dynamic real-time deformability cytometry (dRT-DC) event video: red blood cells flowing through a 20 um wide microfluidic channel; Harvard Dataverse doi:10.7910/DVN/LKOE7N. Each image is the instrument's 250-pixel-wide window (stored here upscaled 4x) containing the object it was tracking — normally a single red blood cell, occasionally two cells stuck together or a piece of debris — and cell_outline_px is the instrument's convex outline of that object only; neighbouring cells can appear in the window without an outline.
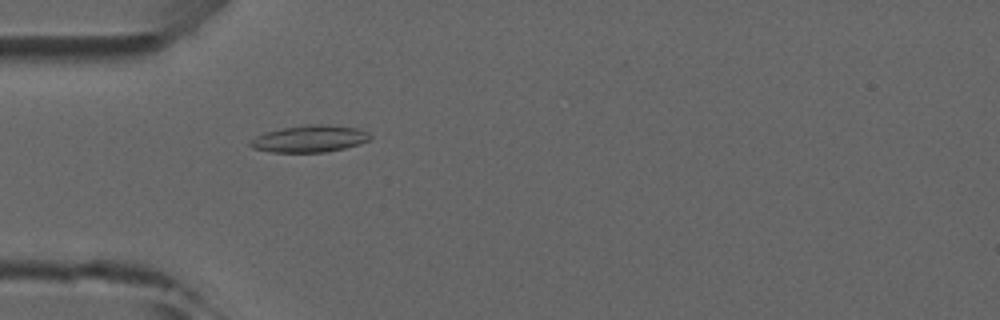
{"species": "common noctule bat (a hibernating species)", "species_latin": "Nyctalus noctula", "temperature_condition": "room temperature", "stored_images_in_passage": 5, "camera_frame_rate_fps": 3000, "um_per_image_px": 0.085, "animal": {"sex": "male", "forearm_length_mm": 52.5}, "frame": {"image": 1, "passage_image": 5, "time_ms": 4.667, "image_size_px": [1000, 320], "cell_outline_px": [[372, 136], [368, 140], [360, 144], [344, 148], [324, 152], [272, 152], [252, 148], [248, 144], [248, 140], [264, 132], [304, 124], [328, 124], [356, 128], [368, 132]], "centroid_in_image_um": [26.29, 11.79], "position_along_channel_um": 58.7, "area_um2": 18.9}}